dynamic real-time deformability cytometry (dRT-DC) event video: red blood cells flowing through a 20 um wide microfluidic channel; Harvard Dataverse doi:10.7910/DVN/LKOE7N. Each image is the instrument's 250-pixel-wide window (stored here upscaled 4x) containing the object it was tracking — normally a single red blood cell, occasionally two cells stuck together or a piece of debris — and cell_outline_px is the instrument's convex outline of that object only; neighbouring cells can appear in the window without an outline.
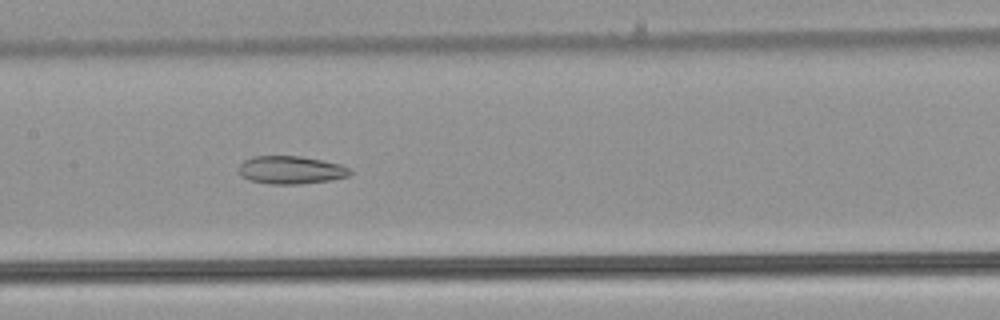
{"species": "common noctule bat (a hibernating species)", "species_latin": "Nyctalus noctula", "temperature_condition": "warm", "stored_images_in_passage": 51, "camera_frame_rate_fps": 3000, "um_per_image_px": 0.085, "animal": {"sex": "male", "body_mass_g": 21.5, "forearm_length_mm": 52.0}, "frame": {"image": 1, "passage_image": 25, "time_ms": 8.0, "image_size_px": [1000, 320], "cell_outline_px": [[352, 172], [348, 176], [332, 180], [300, 184], [272, 184], [248, 180], [240, 176], [240, 164], [244, 160], [252, 156], [300, 156], [340, 164], [348, 168]], "centroid_in_image_um": [24.71, 14.45], "position_along_channel_um": 182.7, "area_um2": 18.09}}
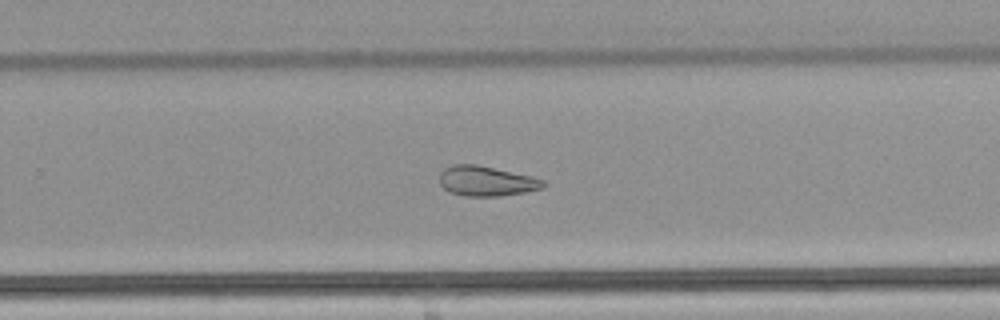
{"frame": {"image": 2, "passage_image": 33, "time_ms": 10.667, "image_size_px": [1000, 320], "cell_outline_px": [[548, 184], [544, 188], [524, 192], [500, 196], [464, 196], [448, 192], [440, 184], [440, 172], [444, 168], [452, 164], [476, 164], [532, 176], [544, 180]], "centroid_in_image_um": [41.35, 15.39], "position_along_channel_um": 288.5, "area_um2": 18.32}}
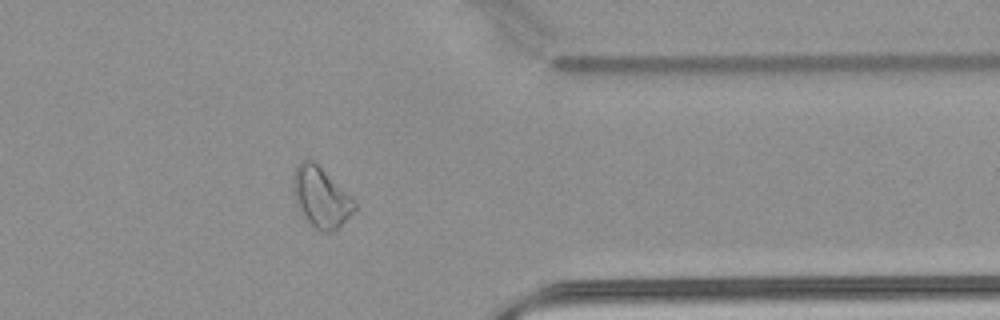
{"frame": {"image": 3, "passage_image": 41, "time_ms": 13.333, "image_size_px": [1000, 320], "cell_outline_px": [[356, 208], [332, 232], [320, 232], [300, 212], [296, 204], [292, 192], [292, 180], [296, 168], [304, 160], [312, 160], [356, 200]], "centroid_in_image_um": [27.26, 16.77], "position_along_channel_um": 384.1, "area_um2": 21.1}, "authors_computed_cell_mechanics": {"area_um2": 23.987, "velocity_mm_per_s": 3.9867, "shape_relaxation_time_tau1_ms": null, "shape_relaxation_time_tau2_ms": 7.2575, "deformation_change_tau1": null, "deformation_change_tau2": 0.1405}}